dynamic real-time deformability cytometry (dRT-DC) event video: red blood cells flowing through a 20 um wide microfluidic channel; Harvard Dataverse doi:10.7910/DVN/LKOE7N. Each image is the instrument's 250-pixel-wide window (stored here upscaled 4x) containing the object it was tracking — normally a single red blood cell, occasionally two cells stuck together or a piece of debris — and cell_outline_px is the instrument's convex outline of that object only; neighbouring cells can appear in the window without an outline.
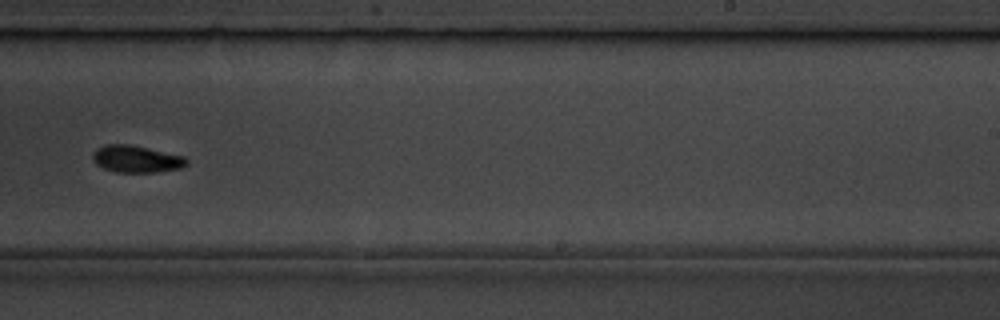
{"species": "common noctule bat (a hibernating species)", "species_latin": "Nyctalus noctula", "temperature_condition": "room temperature", "stored_images_in_passage": 11, "camera_frame_rate_fps": 3000, "um_per_image_px": 0.085, "animal": {"sex": "male", "body_mass_g": 19.5, "forearm_length_mm": 54.6}, "frame": {"image": 1, "passage_image": 11, "time_ms": 11.333, "image_size_px": [1000, 320], "cell_outline_px": [[188, 164], [180, 168], [156, 172], [116, 172], [104, 168], [96, 164], [92, 160], [92, 156], [96, 148], [104, 144], [128, 144], [184, 156], [188, 160]], "centroid_in_image_um": [11.56, 13.51], "position_along_channel_um": 277.4, "area_um2": 14.74}}